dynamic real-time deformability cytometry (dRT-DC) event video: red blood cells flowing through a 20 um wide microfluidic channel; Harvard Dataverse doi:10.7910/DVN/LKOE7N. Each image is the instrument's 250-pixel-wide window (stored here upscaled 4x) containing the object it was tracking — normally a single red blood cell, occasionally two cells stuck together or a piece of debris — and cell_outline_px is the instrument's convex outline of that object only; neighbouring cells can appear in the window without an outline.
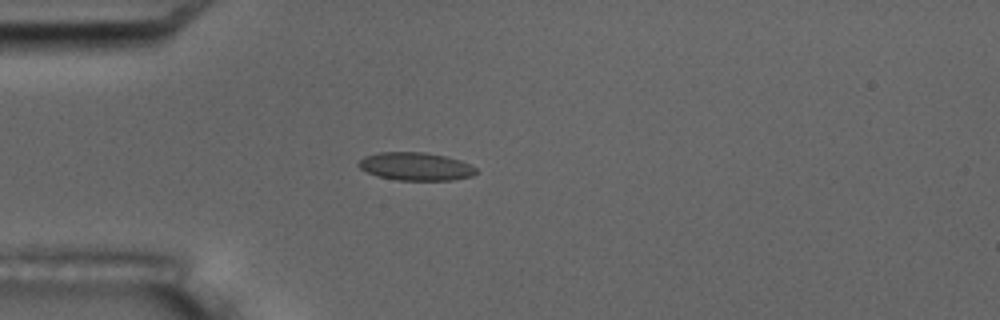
{"species": "common noctule bat (a hibernating species)", "species_latin": "Nyctalus noctula", "temperature_condition": "room temperature", "stored_images_in_passage": 5, "camera_frame_rate_fps": 3000, "um_per_image_px": 0.085, "animal": {"sex": "male", "body_mass_g": 17.5, "forearm_length_mm": 52.3}, "frame": {"image": 1, "passage_image": 5, "time_ms": 5.333, "image_size_px": [1000, 320], "cell_outline_px": [[480, 172], [472, 176], [452, 180], [396, 180], [376, 176], [360, 168], [356, 164], [364, 156], [380, 152], [424, 152], [444, 156], [460, 160], [476, 168]], "centroid_in_image_um": [35.33, 14.15], "position_along_channel_um": 49.7, "area_um2": 19.25}}